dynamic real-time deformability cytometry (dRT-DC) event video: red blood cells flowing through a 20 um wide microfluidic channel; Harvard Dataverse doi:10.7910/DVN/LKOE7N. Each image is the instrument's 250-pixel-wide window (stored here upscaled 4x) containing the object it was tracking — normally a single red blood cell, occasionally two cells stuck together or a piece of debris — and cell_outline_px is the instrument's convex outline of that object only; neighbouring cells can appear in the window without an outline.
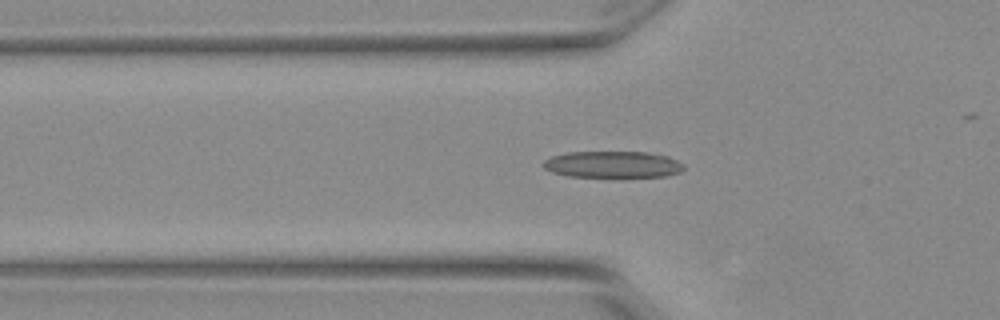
{"species": "Egyptian fruit bat (a non-hibernating species)", "species_latin": "Rousettus aegyptiacus", "temperature_condition": "warm", "stored_images_in_passage": 41, "camera_frame_rate_fps": 3000, "um_per_image_px": 0.085, "animal": {"sex": "female"}, "frame": {"image": 1, "passage_image": 5, "time_ms": 1.333, "image_size_px": [1000, 320], "cell_outline_px": [[684, 168], [680, 172], [668, 176], [568, 176], [552, 172], [544, 168], [540, 164], [544, 160], [552, 156], [568, 152], [644, 152], [668, 156], [684, 164]], "centroid_in_image_um": [52.06, 13.97], "position_along_channel_um": 73.7, "area_um2": 21.62}}
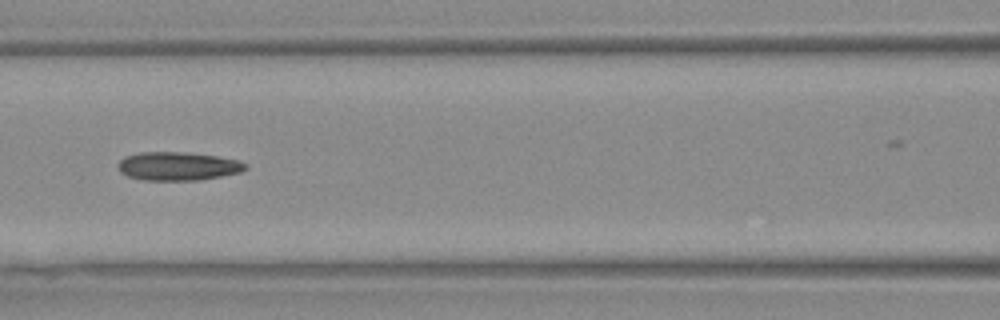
{"frame": {"image": 2, "passage_image": 11, "time_ms": 3.333, "image_size_px": [1000, 320], "cell_outline_px": [[244, 168], [240, 172], [200, 180], [140, 180], [128, 176], [120, 172], [116, 164], [124, 156], [140, 152], [184, 152], [216, 156], [236, 160], [244, 164]], "centroid_in_image_um": [15.02, 14.12], "position_along_channel_um": 151.6, "area_um2": 20.98}}
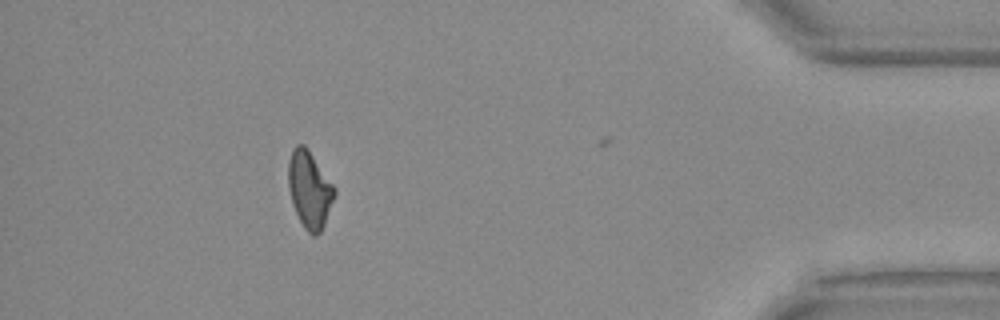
{"frame": {"image": 3, "passage_image": 35, "time_ms": 11.333, "image_size_px": [1000, 320], "cell_outline_px": [[336, 192], [324, 224], [320, 232], [316, 236], [312, 236], [304, 228], [292, 204], [288, 188], [288, 160], [292, 148], [296, 144], [304, 144], [308, 148], [336, 188]], "centroid_in_image_um": [26.29, 16.08], "position_along_channel_um": 408.9, "area_um2": 20.81}, "authors_computed_cell_mechanics": {"area_um2": 20.808, "velocity_mm_per_s": 3.846, "shape_relaxation_time_tau1_ms": 4.4496, "shape_relaxation_time_tau2_ms": 2.7828, "deformation_change_tau1": 0.1529, "deformation_change_tau2": 0.1242}}